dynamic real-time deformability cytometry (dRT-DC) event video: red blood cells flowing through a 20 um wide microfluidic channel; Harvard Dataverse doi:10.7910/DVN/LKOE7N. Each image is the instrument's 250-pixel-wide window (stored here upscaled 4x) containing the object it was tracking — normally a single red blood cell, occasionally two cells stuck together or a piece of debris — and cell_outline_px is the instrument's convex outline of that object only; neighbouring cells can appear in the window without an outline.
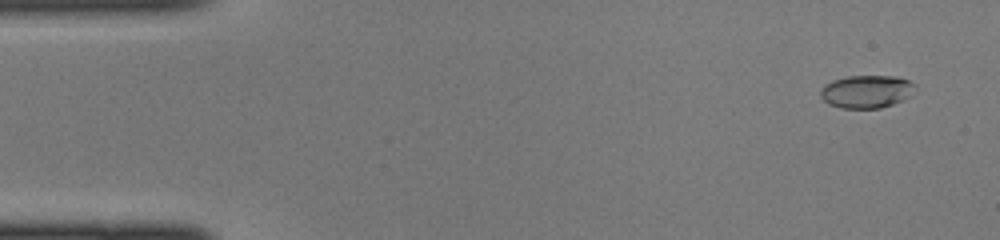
{"species": "common noctule bat (a hibernating species)", "species_latin": "Nyctalus noctula", "temperature_condition": "cold", "stored_images_in_passage": 45, "camera_frame_rate_fps": 3000, "um_per_image_px": 0.085, "animal": {"sex": "female", "body_mass_g": 22.0, "forearm_length_mm": 56.7}, "frame": {"image": 1, "passage_image": 3, "time_ms": 0.667, "image_size_px": [1000, 240], "cell_outline_px": [[916, 84], [908, 96], [892, 104], [880, 108], [840, 108], [828, 104], [820, 96], [820, 88], [824, 84], [832, 80], [848, 76], [896, 76], [908, 80]], "centroid_in_image_um": [73.59, 7.77], "position_along_channel_um": 11.4, "area_um2": 18.03}}
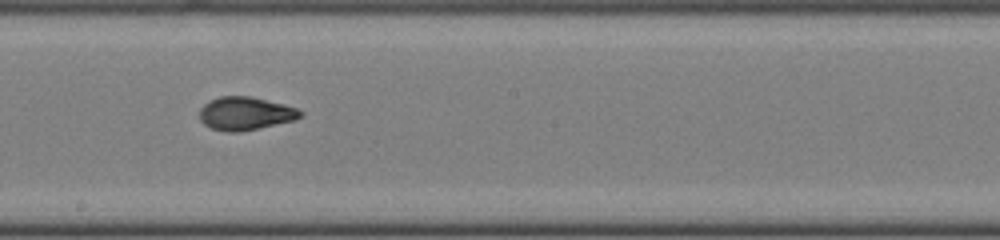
{"frame": {"image": 2, "passage_image": 25, "time_ms": 8.0, "image_size_px": [1000, 240], "cell_outline_px": [[304, 116], [296, 120], [240, 132], [228, 132], [212, 128], [204, 124], [200, 120], [200, 108], [208, 100], [220, 96], [248, 96], [284, 104], [296, 108], [304, 112]], "centroid_in_image_um": [20.87, 9.65], "position_along_channel_um": 227.3, "area_um2": 19.59}}
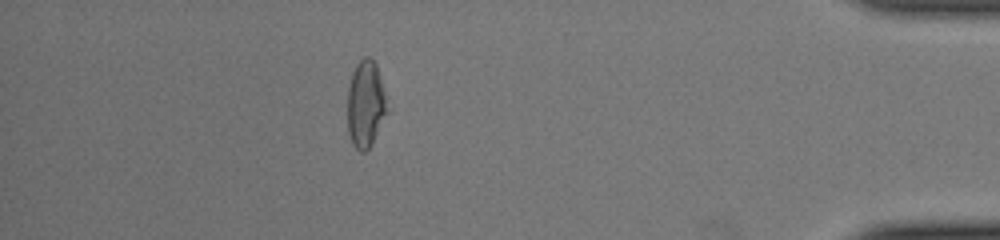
{"frame": {"image": 3, "passage_image": 40, "time_ms": 13.0, "image_size_px": [1000, 240], "cell_outline_px": [[388, 112], [372, 144], [364, 152], [360, 152], [352, 144], [348, 132], [348, 88], [352, 72], [356, 64], [364, 56], [368, 56], [376, 64], [384, 92]], "centroid_in_image_um": [31.07, 8.86], "position_along_channel_um": 404.1, "area_um2": 20.0}}